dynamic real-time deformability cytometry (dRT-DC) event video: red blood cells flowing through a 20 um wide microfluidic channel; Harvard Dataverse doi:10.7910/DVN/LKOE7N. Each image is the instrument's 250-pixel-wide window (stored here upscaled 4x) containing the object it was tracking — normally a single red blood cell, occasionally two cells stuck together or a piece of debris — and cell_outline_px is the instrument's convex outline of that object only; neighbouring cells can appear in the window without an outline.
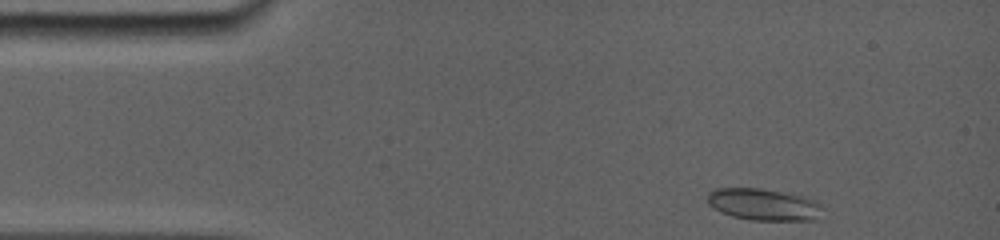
{"species": "common noctule bat (a hibernating species)", "species_latin": "Nyctalus noctula", "temperature_condition": "room temperature", "stored_images_in_passage": 38, "camera_frame_rate_fps": 5000, "um_per_image_px": 0.085, "animal": {"sex": "female", "body_mass_g": 19.0, "forearm_length_mm": 56.7}, "frame": {"image": 1, "passage_image": 1, "time_ms": 0.0, "image_size_px": [1000, 240], "cell_outline_px": [[820, 208], [816, 220], [752, 220], [732, 216], [720, 212], [708, 204], [704, 196], [708, 192], [716, 188], [760, 188], [808, 196], [816, 200], [820, 204]], "centroid_in_image_um": [64.85, 17.36], "position_along_channel_um": 20.1, "area_um2": 21.56}}
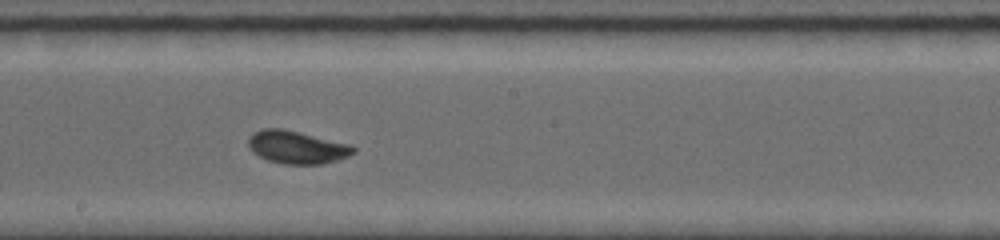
{"frame": {"image": 2, "passage_image": 23, "time_ms": 7.2, "image_size_px": [1000, 240], "cell_outline_px": [[356, 152], [348, 156], [324, 164], [284, 164], [268, 160], [252, 152], [248, 144], [248, 136], [252, 132], [264, 128], [280, 128], [348, 144], [356, 148]], "centroid_in_image_um": [25.19, 12.52], "position_along_channel_um": 223.0, "area_um2": 19.88}}
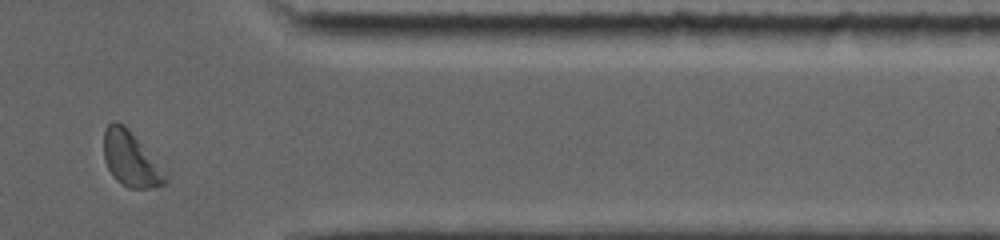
{"frame": {"image": 3, "passage_image": 37, "time_ms": 12.0, "image_size_px": [1000, 240], "cell_outline_px": [[168, 180], [164, 184], [152, 188], [128, 188], [120, 184], [116, 180], [108, 168], [104, 160], [104, 128], [112, 120], [116, 120], [124, 124], [128, 128], [168, 172]], "centroid_in_image_um": [11.14, 13.52], "position_along_channel_um": 400.3, "area_um2": 20.11}, "authors_computed_cell_mechanics": {"area_um2": 19.4497, "velocity_mm_per_s": 3.8032, "shape_relaxation_time_tau1_ms": 2.4626, "shape_relaxation_time_tau2_ms": null, "deformation_change_tau1": 0.0991, "deformation_change_tau2": null}}